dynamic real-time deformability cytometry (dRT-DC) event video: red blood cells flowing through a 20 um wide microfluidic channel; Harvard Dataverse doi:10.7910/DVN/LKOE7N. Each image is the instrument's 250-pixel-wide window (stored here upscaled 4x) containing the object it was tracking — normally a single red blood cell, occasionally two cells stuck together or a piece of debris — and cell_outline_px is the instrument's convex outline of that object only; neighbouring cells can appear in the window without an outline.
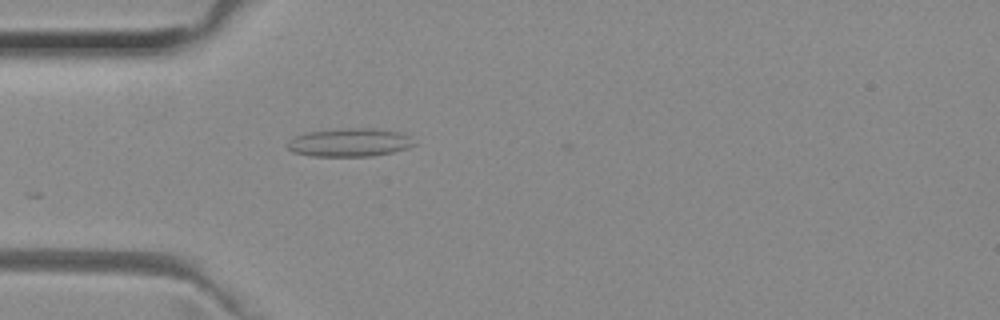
{"species": "common noctule bat (a hibernating species)", "species_latin": "Nyctalus noctula", "temperature_condition": "room temperature", "stored_images_in_passage": 5, "camera_frame_rate_fps": 3000, "um_per_image_px": 0.085, "animal": {"sex": "female", "body_mass_g": 29.2, "forearm_length_mm": 56.3}, "frame": {"image": 1, "passage_image": 5, "time_ms": 1.333, "image_size_px": [1000, 320], "cell_outline_px": [[416, 144], [408, 148], [392, 152], [372, 156], [312, 156], [292, 152], [288, 148], [288, 140], [296, 136], [308, 132], [348, 128], [372, 128], [400, 132], [408, 136]], "centroid_in_image_um": [29.72, 12.11], "position_along_channel_um": 55.3, "area_um2": 20.75}}